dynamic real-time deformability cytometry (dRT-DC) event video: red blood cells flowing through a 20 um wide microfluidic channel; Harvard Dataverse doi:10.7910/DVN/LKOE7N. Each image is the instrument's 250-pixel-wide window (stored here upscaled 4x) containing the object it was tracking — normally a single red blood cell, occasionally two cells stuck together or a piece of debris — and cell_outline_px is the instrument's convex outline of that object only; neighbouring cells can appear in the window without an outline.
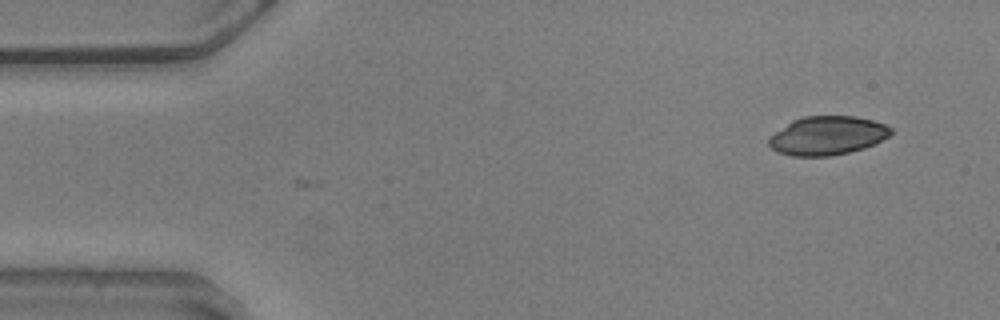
{"species": "common noctule bat (a hibernating species)", "species_latin": "Nyctalus noctula", "temperature_condition": "warm", "stored_images_in_passage": 8, "camera_frame_rate_fps": 3000, "um_per_image_px": 0.085, "animal": {"sex": "male", "body_mass_g": 20.5, "forearm_length_mm": 52.5}, "frame": {"image": 1, "passage_image": 8, "time_ms": 2.333, "image_size_px": [1000, 320], "cell_outline_px": [[892, 132], [888, 136], [876, 144], [864, 148], [832, 156], [792, 156], [776, 152], [768, 144], [768, 136], [792, 120], [804, 116], [856, 116], [872, 120], [884, 124], [892, 128]], "centroid_in_image_um": [70.3, 11.53], "position_along_channel_um": 14.7, "area_um2": 27.74}}